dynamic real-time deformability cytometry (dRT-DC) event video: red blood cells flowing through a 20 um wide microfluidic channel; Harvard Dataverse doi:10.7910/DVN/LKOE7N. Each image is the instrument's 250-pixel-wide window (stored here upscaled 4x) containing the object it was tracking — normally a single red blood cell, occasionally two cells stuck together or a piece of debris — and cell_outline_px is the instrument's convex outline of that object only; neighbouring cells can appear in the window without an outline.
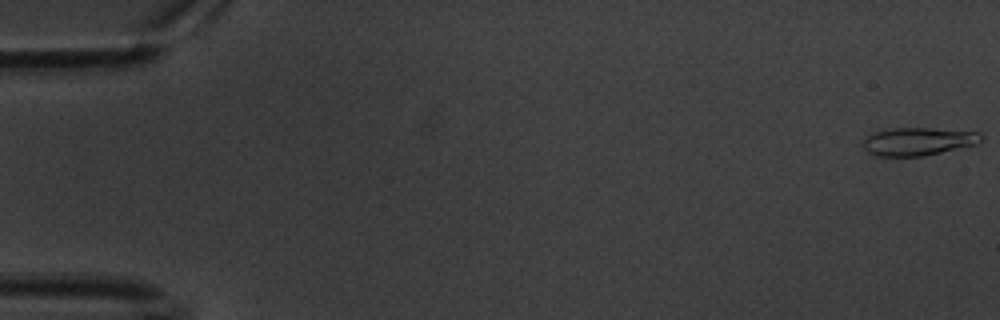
{"species": "common noctule bat (a hibernating species)", "species_latin": "Nyctalus noctula", "temperature_condition": "warm", "stored_images_in_passage": 12, "camera_frame_rate_fps": 3000, "um_per_image_px": 0.085, "animal": {"sex": "male", "body_mass_g": 20.1, "forearm_length_mm": 53.5}, "frame": {"image": 1, "passage_image": 1, "time_ms": 0.0, "image_size_px": [1000, 320], "cell_outline_px": [[984, 136], [976, 144], [924, 156], [876, 156], [868, 152], [860, 144], [868, 136], [876, 132], [888, 128], [932, 128], [980, 132]], "centroid_in_image_um": [78.03, 12.02], "position_along_channel_um": 7.0, "area_um2": 19.25}}